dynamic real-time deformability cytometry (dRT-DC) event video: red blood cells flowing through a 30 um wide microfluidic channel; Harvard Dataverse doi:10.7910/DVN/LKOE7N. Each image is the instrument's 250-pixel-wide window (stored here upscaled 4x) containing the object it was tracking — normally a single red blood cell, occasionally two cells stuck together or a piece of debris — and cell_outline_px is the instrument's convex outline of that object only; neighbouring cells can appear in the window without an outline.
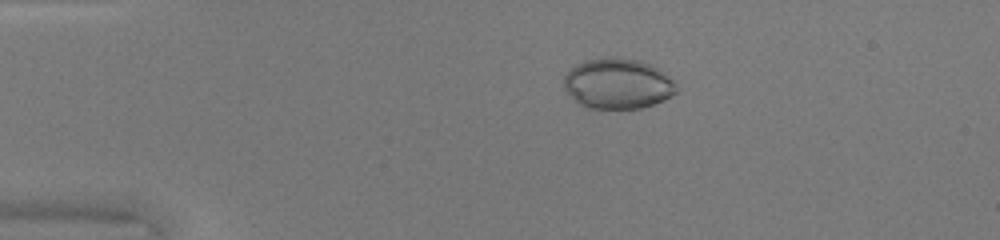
{"species": "common noctule bat (a hibernating species)", "species_latin": "Nyctalus noctula", "temperature_condition": "warm", "stored_images_in_passage": 48, "camera_frame_rate_fps": 3000, "um_per_image_px": 0.085, "animal": {"sex": "female", "body_mass_g": 20.0, "forearm_length_mm": 54.0}, "frame": {"image": 1, "passage_image": 10, "time_ms": 3.0, "image_size_px": [1000, 240], "cell_outline_px": [[676, 92], [672, 96], [664, 100], [640, 108], [588, 108], [580, 104], [564, 88], [564, 76], [576, 64], [584, 60], [608, 56], [612, 56], [640, 60], [652, 64], [660, 68], [676, 84]], "centroid_in_image_um": [52.52, 7.08], "position_along_channel_um": 32.5, "area_um2": 33.18}}
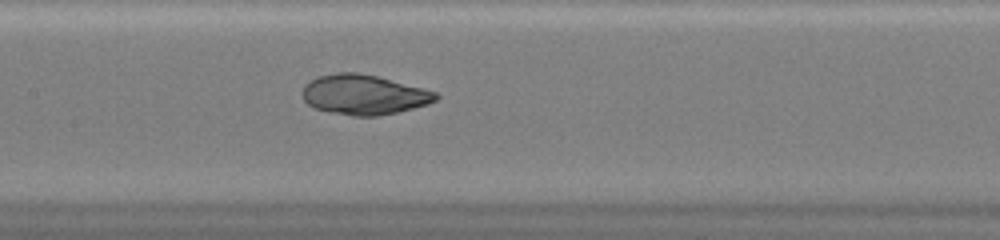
{"frame": {"image": 2, "passage_image": 24, "time_ms": 7.667, "image_size_px": [1000, 240], "cell_outline_px": [[440, 96], [436, 100], [428, 104], [396, 112], [376, 116], [352, 116], [328, 112], [316, 108], [308, 104], [304, 100], [304, 84], [320, 76], [336, 72], [356, 72], [376, 76], [424, 88], [436, 92]], "centroid_in_image_um": [30.94, 8.05], "position_along_channel_um": 176.5, "area_um2": 30.81}}
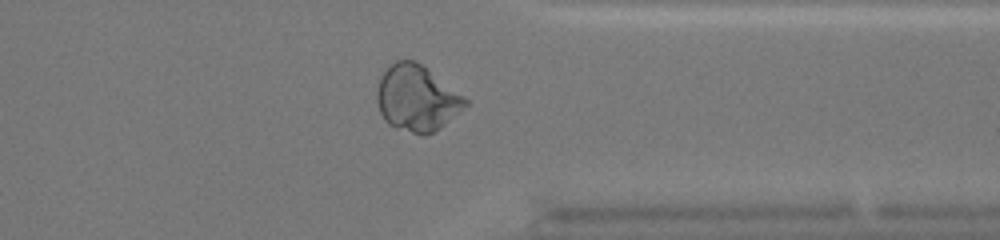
{"frame": {"image": 3, "passage_image": 38, "time_ms": 12.333, "image_size_px": [1000, 240], "cell_outline_px": [[468, 104], [464, 108], [440, 128], [424, 136], [396, 128], [388, 124], [384, 120], [380, 112], [376, 100], [376, 92], [380, 76], [396, 60], [412, 60], [420, 64], [464, 96], [468, 100]], "centroid_in_image_um": [35.4, 8.37], "position_along_channel_um": 376.0, "area_um2": 33.64}}